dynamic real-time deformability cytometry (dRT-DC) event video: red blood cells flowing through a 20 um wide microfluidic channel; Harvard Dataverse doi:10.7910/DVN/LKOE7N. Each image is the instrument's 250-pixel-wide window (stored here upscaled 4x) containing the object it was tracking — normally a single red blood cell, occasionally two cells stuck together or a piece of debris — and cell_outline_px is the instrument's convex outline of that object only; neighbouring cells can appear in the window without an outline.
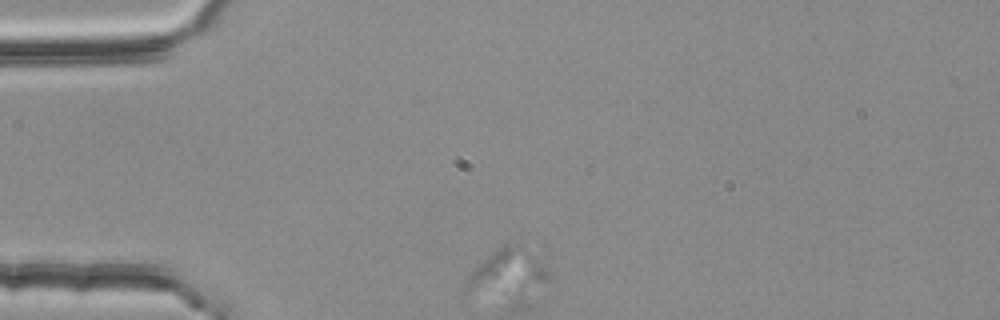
{"species": "common noctule bat (a hibernating species)", "species_latin": "Nyctalus noctula", "temperature_condition": "room temperature", "stored_images_in_passage": 37, "camera_frame_rate_fps": 3000, "um_per_image_px": 0.085, "animal": {"sex": "female", "body_mass_g": 25.1}, "frame": {"image": 1, "passage_image": 1, "time_ms": 0.0, "image_size_px": [1000, 320], "cell_outline_px": [[548, 280], [464, 292], [460, 292], [464, 280], [488, 256], [504, 244], [520, 244], [548, 264]], "centroid_in_image_um": [43.09, 22.89], "position_along_channel_um": 41.9, "area_um2": 18.79}}
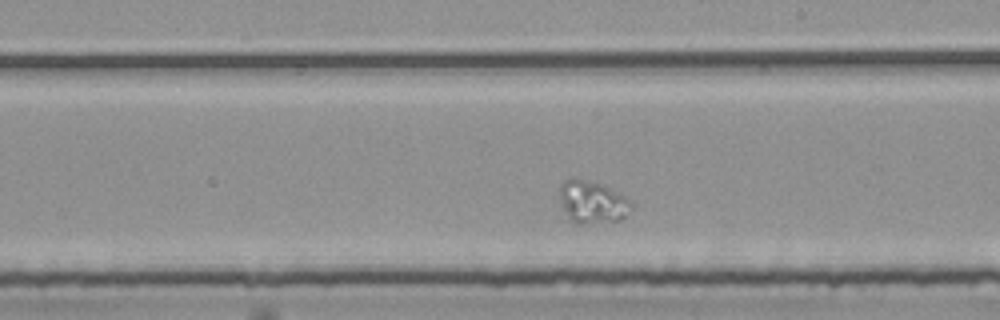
{"frame": {"image": 2, "passage_image": 22, "time_ms": 7.0, "image_size_px": [1000, 320], "cell_outline_px": [[632, 208], [620, 220], [584, 224], [576, 224], [560, 220], [556, 216], [560, 184], [564, 180], [584, 180], [604, 184], [624, 196], [632, 204]], "centroid_in_image_um": [50.16, 17.25], "position_along_channel_um": 238.8, "area_um2": 18.84}}
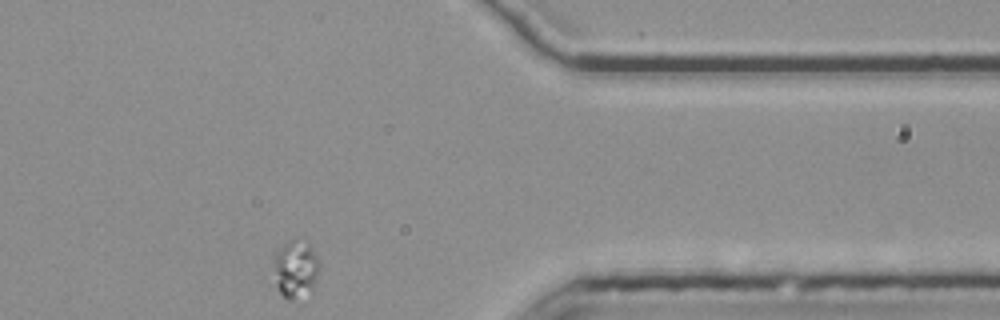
{"frame": {"image": 3, "passage_image": 37, "time_ms": 12.0, "image_size_px": [1000, 320], "cell_outline_px": [[320, 264], [316, 284], [304, 304], [300, 304], [288, 300], [280, 292], [276, 284], [276, 248], [292, 236], [296, 236], [308, 244], [320, 260]], "centroid_in_image_um": [25.19, 22.93], "position_along_channel_um": 386.2, "area_um2": 16.36}, "authors_computed_cell_mechanics": {"area_um2": 18.8428, "velocity_mm_per_s": 3.3014, "shape_relaxation_time_tau1_ms": null, "shape_relaxation_time_tau2_ms": 8.7472, "deformation_change_tau1": null, "deformation_change_tau2": 0.0554}}